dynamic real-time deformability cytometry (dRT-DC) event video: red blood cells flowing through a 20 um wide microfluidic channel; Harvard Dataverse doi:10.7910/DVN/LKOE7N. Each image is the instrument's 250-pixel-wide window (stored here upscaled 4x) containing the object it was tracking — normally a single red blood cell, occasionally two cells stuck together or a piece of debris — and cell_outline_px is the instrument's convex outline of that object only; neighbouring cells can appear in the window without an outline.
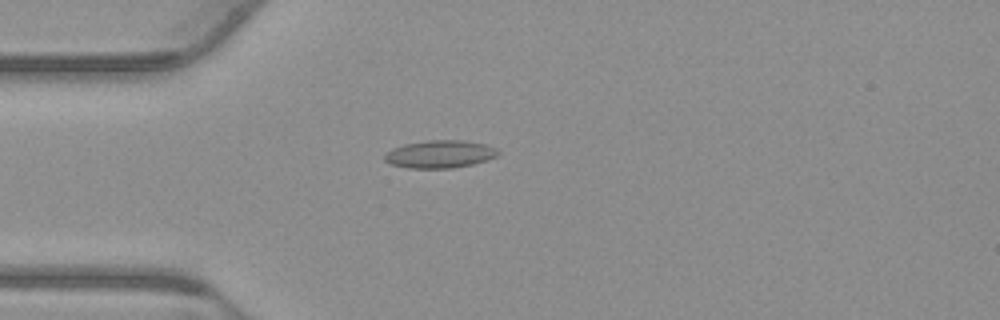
{"species": "common noctule bat (a hibernating species)", "species_latin": "Nyctalus noctula", "temperature_condition": "warm", "stored_images_in_passage": 55, "camera_frame_rate_fps": 3000, "um_per_image_px": 0.085, "animal": {"sex": "male", "body_mass_g": 23.1, "forearm_length_mm": 52.7}, "frame": {"image": 1, "passage_image": 15, "time_ms": 4.667, "image_size_px": [1000, 320], "cell_outline_px": [[500, 152], [496, 156], [488, 160], [472, 164], [452, 168], [408, 168], [392, 164], [384, 160], [384, 156], [392, 148], [404, 144], [428, 140], [464, 140], [484, 144], [496, 148]], "centroid_in_image_um": [37.4, 13.1], "position_along_channel_um": 47.6, "area_um2": 18.26}}
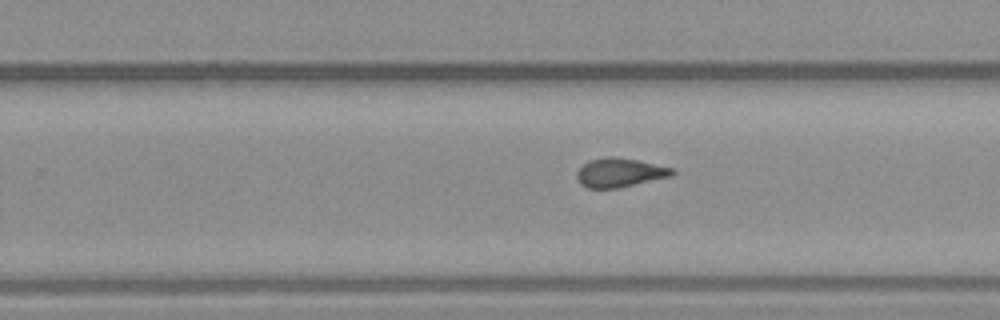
{"frame": {"image": 2, "passage_image": 34, "time_ms": 11.0, "image_size_px": [1000, 320], "cell_outline_px": [[676, 172], [672, 176], [616, 188], [588, 188], [580, 184], [576, 180], [576, 172], [588, 160], [608, 156], [616, 156], [636, 160], [672, 168]], "centroid_in_image_um": [52.63, 14.67], "position_along_channel_um": 277.2, "area_um2": 16.07}}
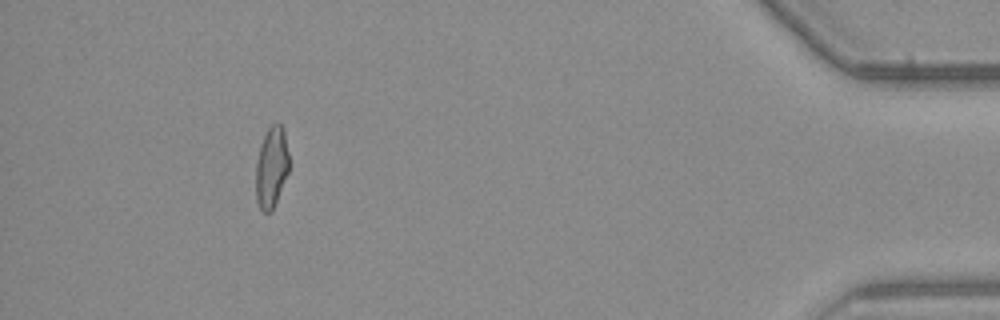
{"frame": {"image": 3, "passage_image": 50, "time_ms": 16.333, "image_size_px": [1000, 320], "cell_outline_px": [[288, 172], [272, 212], [264, 212], [260, 208], [256, 200], [256, 164], [260, 144], [268, 128], [272, 124], [280, 124], [284, 128], [288, 152]], "centroid_in_image_um": [23.07, 14.22], "position_along_channel_um": 412.1, "area_um2": 15.61}, "authors_computed_cell_mechanics": {"area_um2": 16.184, "velocity_mm_per_s": 3.8006, "shape_relaxation_time_tau1_ms": null, "shape_relaxation_time_tau2_ms": 2.3459, "deformation_change_tau1": null, "deformation_change_tau2": 0.0898}}